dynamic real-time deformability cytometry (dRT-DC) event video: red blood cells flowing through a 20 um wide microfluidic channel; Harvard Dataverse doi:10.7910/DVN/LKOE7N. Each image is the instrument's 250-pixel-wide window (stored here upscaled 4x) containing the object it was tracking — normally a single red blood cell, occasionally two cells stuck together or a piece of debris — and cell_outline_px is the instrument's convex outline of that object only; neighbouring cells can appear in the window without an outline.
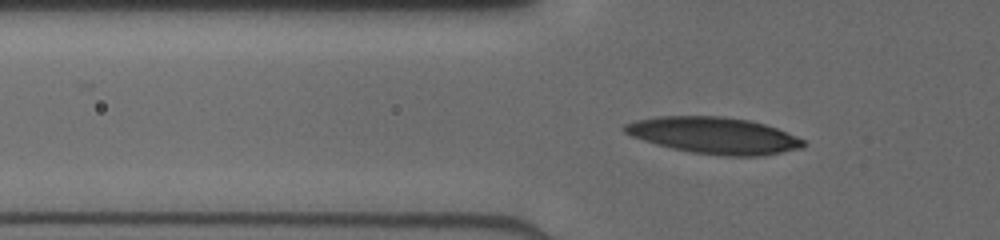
{"species": "human", "species_latin": "Homo sapiens", "temperature_condition": "cold", "stored_images_in_passage": 35, "camera_frame_rate_fps": 3000, "um_per_image_px": 0.085, "donor": {"sex": "male"}, "frame": {"image": 1, "passage_image": 3, "time_ms": 0.667, "image_size_px": [1000, 240], "cell_outline_px": [[804, 148], [760, 156], [724, 156], [692, 152], [672, 148], [656, 144], [632, 136], [624, 132], [620, 128], [624, 124], [636, 120], [656, 116], [720, 116], [748, 120], [764, 124], [776, 128], [804, 140]], "centroid_in_image_um": [60.66, 11.51], "position_along_channel_um": 65.1, "area_um2": 37.92}}
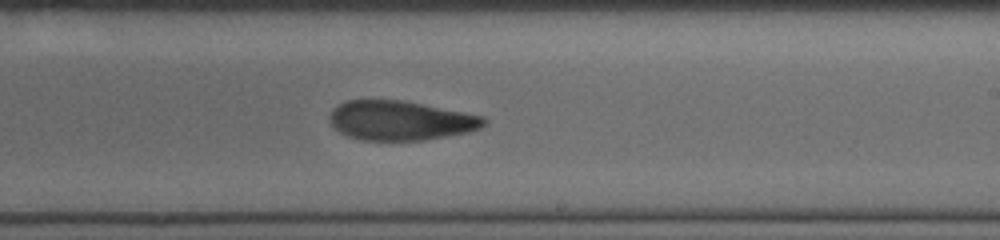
{"frame": {"image": 2, "passage_image": 17, "time_ms": 5.333, "image_size_px": [1000, 240], "cell_outline_px": [[488, 120], [480, 128], [468, 132], [424, 140], [360, 140], [348, 136], [340, 132], [332, 124], [332, 108], [348, 100], [400, 100], [464, 112], [484, 116]], "centroid_in_image_um": [34.07, 10.25], "position_along_channel_um": 254.9, "area_um2": 35.03}}
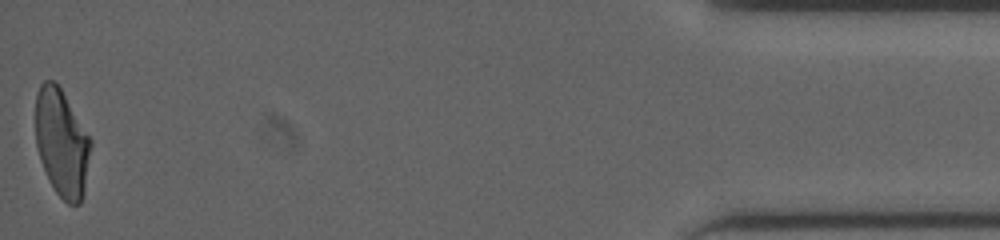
{"frame": {"image": 3, "passage_image": 35, "time_ms": 11.333, "image_size_px": [1000, 240], "cell_outline_px": [[92, 144], [84, 196], [80, 204], [68, 204], [56, 192], [40, 160], [36, 144], [36, 92], [40, 84], [44, 80], [56, 80], [92, 140]], "centroid_in_image_um": [5.27, 12.12], "position_along_channel_um": 429.9, "area_um2": 34.74}}